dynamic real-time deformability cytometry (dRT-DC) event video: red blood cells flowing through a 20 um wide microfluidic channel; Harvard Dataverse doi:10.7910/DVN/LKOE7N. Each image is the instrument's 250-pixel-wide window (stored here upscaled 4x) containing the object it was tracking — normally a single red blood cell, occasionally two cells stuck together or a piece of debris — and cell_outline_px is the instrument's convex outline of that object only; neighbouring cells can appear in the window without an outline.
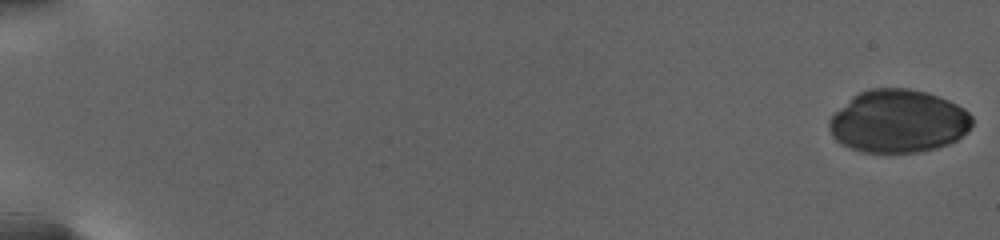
{"species": "human", "species_latin": "Homo sapiens", "temperature_condition": "warm", "stored_images_in_passage": 41, "camera_frame_rate_fps": 3000, "um_per_image_px": 0.085, "donor": {"sex": "female"}, "frame": {"image": 1, "passage_image": 1, "time_ms": 0.0, "image_size_px": [1000, 240], "cell_outline_px": [[972, 124], [956, 140], [948, 144], [936, 148], [920, 152], [860, 152], [836, 140], [832, 136], [828, 128], [828, 120], [852, 96], [860, 92], [872, 88], [908, 88], [924, 92], [948, 100], [964, 108], [972, 116]], "centroid_in_image_um": [76.33, 10.31], "position_along_channel_um": 8.7, "area_um2": 52.08}}
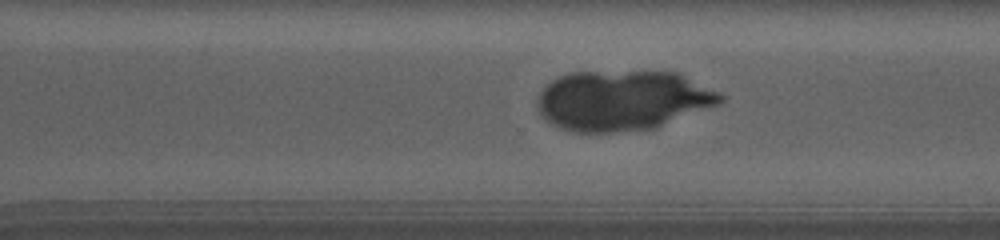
{"frame": {"image": 2, "passage_image": 30, "time_ms": 19.0, "image_size_px": [1000, 240], "cell_outline_px": [[724, 100], [720, 104], [652, 128], [612, 132], [576, 132], [560, 128], [552, 124], [540, 112], [536, 104], [536, 100], [540, 92], [552, 80], [568, 72], [676, 72], [720, 92], [724, 96]], "centroid_in_image_um": [52.91, 8.53], "position_along_channel_um": 317.7, "area_um2": 63.52}}
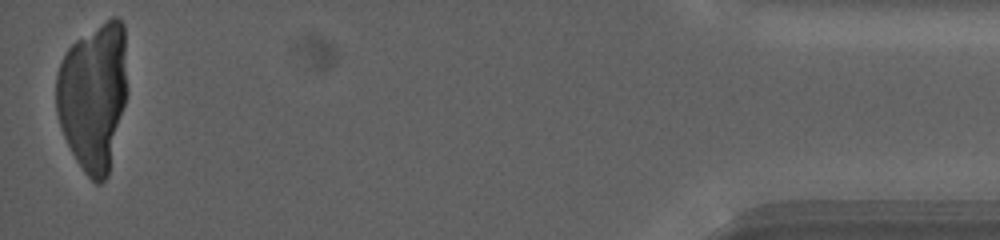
{"frame": {"image": 3, "passage_image": 41, "time_ms": 26.0, "image_size_px": [1000, 240], "cell_outline_px": [[128, 92], [108, 176], [100, 184], [96, 184], [84, 172], [76, 160], [64, 136], [56, 112], [56, 76], [60, 64], [68, 48], [76, 40], [112, 16], [116, 16], [124, 24]], "centroid_in_image_um": [7.96, 8.18], "position_along_channel_um": 427.2, "area_um2": 61.73}}